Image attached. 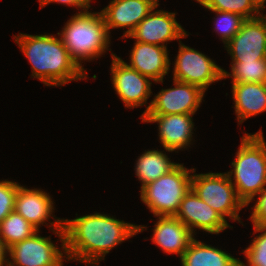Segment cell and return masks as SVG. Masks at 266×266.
<instances>
[{"mask_svg": "<svg viewBox=\"0 0 266 266\" xmlns=\"http://www.w3.org/2000/svg\"><path fill=\"white\" fill-rule=\"evenodd\" d=\"M178 54L174 59L173 79L198 86L203 91L224 79L223 68L204 53L179 41Z\"/></svg>", "mask_w": 266, "mask_h": 266, "instance_id": "cell-7", "label": "cell"}, {"mask_svg": "<svg viewBox=\"0 0 266 266\" xmlns=\"http://www.w3.org/2000/svg\"><path fill=\"white\" fill-rule=\"evenodd\" d=\"M168 48L135 41L130 51L129 67L137 70L155 83H163L169 74L171 60Z\"/></svg>", "mask_w": 266, "mask_h": 266, "instance_id": "cell-17", "label": "cell"}, {"mask_svg": "<svg viewBox=\"0 0 266 266\" xmlns=\"http://www.w3.org/2000/svg\"><path fill=\"white\" fill-rule=\"evenodd\" d=\"M65 249L68 261L99 266L113 248L147 230L145 225L125 222L100 212L64 219Z\"/></svg>", "mask_w": 266, "mask_h": 266, "instance_id": "cell-1", "label": "cell"}, {"mask_svg": "<svg viewBox=\"0 0 266 266\" xmlns=\"http://www.w3.org/2000/svg\"><path fill=\"white\" fill-rule=\"evenodd\" d=\"M227 252L194 237L179 260L181 266H240V259Z\"/></svg>", "mask_w": 266, "mask_h": 266, "instance_id": "cell-20", "label": "cell"}, {"mask_svg": "<svg viewBox=\"0 0 266 266\" xmlns=\"http://www.w3.org/2000/svg\"><path fill=\"white\" fill-rule=\"evenodd\" d=\"M89 11L72 15L58 32L72 58L84 70L83 61L96 60L111 51V37L100 11Z\"/></svg>", "mask_w": 266, "mask_h": 266, "instance_id": "cell-4", "label": "cell"}, {"mask_svg": "<svg viewBox=\"0 0 266 266\" xmlns=\"http://www.w3.org/2000/svg\"><path fill=\"white\" fill-rule=\"evenodd\" d=\"M39 232L8 248V266H64L65 245L60 244V249L51 236L42 237Z\"/></svg>", "mask_w": 266, "mask_h": 266, "instance_id": "cell-10", "label": "cell"}, {"mask_svg": "<svg viewBox=\"0 0 266 266\" xmlns=\"http://www.w3.org/2000/svg\"><path fill=\"white\" fill-rule=\"evenodd\" d=\"M195 1H197V3H201L202 2V0H195Z\"/></svg>", "mask_w": 266, "mask_h": 266, "instance_id": "cell-33", "label": "cell"}, {"mask_svg": "<svg viewBox=\"0 0 266 266\" xmlns=\"http://www.w3.org/2000/svg\"><path fill=\"white\" fill-rule=\"evenodd\" d=\"M112 63L110 67L111 82L117 97L129 109L146 106L140 118L149 110L147 100L152 95L151 79L143 76L137 70L129 67L125 61L111 52Z\"/></svg>", "mask_w": 266, "mask_h": 266, "instance_id": "cell-9", "label": "cell"}, {"mask_svg": "<svg viewBox=\"0 0 266 266\" xmlns=\"http://www.w3.org/2000/svg\"><path fill=\"white\" fill-rule=\"evenodd\" d=\"M157 219L152 229V243H155L164 253L176 254L180 258L195 236L174 216H158Z\"/></svg>", "mask_w": 266, "mask_h": 266, "instance_id": "cell-18", "label": "cell"}, {"mask_svg": "<svg viewBox=\"0 0 266 266\" xmlns=\"http://www.w3.org/2000/svg\"><path fill=\"white\" fill-rule=\"evenodd\" d=\"M253 229V234L258 235H255L251 244L242 251L247 263L240 260V266H266V227L253 225Z\"/></svg>", "mask_w": 266, "mask_h": 266, "instance_id": "cell-26", "label": "cell"}, {"mask_svg": "<svg viewBox=\"0 0 266 266\" xmlns=\"http://www.w3.org/2000/svg\"><path fill=\"white\" fill-rule=\"evenodd\" d=\"M193 168L179 163L174 169L140 189V199L155 217L175 216L191 188Z\"/></svg>", "mask_w": 266, "mask_h": 266, "instance_id": "cell-5", "label": "cell"}, {"mask_svg": "<svg viewBox=\"0 0 266 266\" xmlns=\"http://www.w3.org/2000/svg\"><path fill=\"white\" fill-rule=\"evenodd\" d=\"M257 195L250 200L251 203L255 201V204L251 208L253 211L249 219L253 225L266 227V187Z\"/></svg>", "mask_w": 266, "mask_h": 266, "instance_id": "cell-28", "label": "cell"}, {"mask_svg": "<svg viewBox=\"0 0 266 266\" xmlns=\"http://www.w3.org/2000/svg\"><path fill=\"white\" fill-rule=\"evenodd\" d=\"M57 35L18 33L13 36L31 65V77L49 87H62L71 81L87 80V71L72 58L59 33Z\"/></svg>", "mask_w": 266, "mask_h": 266, "instance_id": "cell-2", "label": "cell"}, {"mask_svg": "<svg viewBox=\"0 0 266 266\" xmlns=\"http://www.w3.org/2000/svg\"><path fill=\"white\" fill-rule=\"evenodd\" d=\"M195 114L143 115L142 123H157L159 143L164 149L178 153L193 144Z\"/></svg>", "mask_w": 266, "mask_h": 266, "instance_id": "cell-15", "label": "cell"}, {"mask_svg": "<svg viewBox=\"0 0 266 266\" xmlns=\"http://www.w3.org/2000/svg\"><path fill=\"white\" fill-rule=\"evenodd\" d=\"M164 150H145L140 156H138L134 170L139 182H141L140 189L148 183L167 174L179 164L171 161L166 154V152L172 153L173 151L167 149Z\"/></svg>", "mask_w": 266, "mask_h": 266, "instance_id": "cell-21", "label": "cell"}, {"mask_svg": "<svg viewBox=\"0 0 266 266\" xmlns=\"http://www.w3.org/2000/svg\"><path fill=\"white\" fill-rule=\"evenodd\" d=\"M174 217L187 226L194 236L197 229L217 235L227 228H233L217 211L200 199L192 188L185 194Z\"/></svg>", "mask_w": 266, "mask_h": 266, "instance_id": "cell-13", "label": "cell"}, {"mask_svg": "<svg viewBox=\"0 0 266 266\" xmlns=\"http://www.w3.org/2000/svg\"><path fill=\"white\" fill-rule=\"evenodd\" d=\"M38 230L19 213L12 211L0 223V238L7 248L31 237Z\"/></svg>", "mask_w": 266, "mask_h": 266, "instance_id": "cell-23", "label": "cell"}, {"mask_svg": "<svg viewBox=\"0 0 266 266\" xmlns=\"http://www.w3.org/2000/svg\"><path fill=\"white\" fill-rule=\"evenodd\" d=\"M261 2L265 5V3H266V0H261Z\"/></svg>", "mask_w": 266, "mask_h": 266, "instance_id": "cell-32", "label": "cell"}, {"mask_svg": "<svg viewBox=\"0 0 266 266\" xmlns=\"http://www.w3.org/2000/svg\"><path fill=\"white\" fill-rule=\"evenodd\" d=\"M159 5L154 7L129 36L123 38H132L135 41L167 48L168 42L180 41L189 36L176 20V12L159 10Z\"/></svg>", "mask_w": 266, "mask_h": 266, "instance_id": "cell-12", "label": "cell"}, {"mask_svg": "<svg viewBox=\"0 0 266 266\" xmlns=\"http://www.w3.org/2000/svg\"><path fill=\"white\" fill-rule=\"evenodd\" d=\"M230 167L226 173L238 197L249 206L266 187V142L261 128L253 134L244 133Z\"/></svg>", "mask_w": 266, "mask_h": 266, "instance_id": "cell-3", "label": "cell"}, {"mask_svg": "<svg viewBox=\"0 0 266 266\" xmlns=\"http://www.w3.org/2000/svg\"><path fill=\"white\" fill-rule=\"evenodd\" d=\"M224 47L232 61L265 59L266 15L246 19L239 32Z\"/></svg>", "mask_w": 266, "mask_h": 266, "instance_id": "cell-14", "label": "cell"}, {"mask_svg": "<svg viewBox=\"0 0 266 266\" xmlns=\"http://www.w3.org/2000/svg\"><path fill=\"white\" fill-rule=\"evenodd\" d=\"M231 72L223 69L224 80L231 83H266V59L254 61H231Z\"/></svg>", "mask_w": 266, "mask_h": 266, "instance_id": "cell-22", "label": "cell"}, {"mask_svg": "<svg viewBox=\"0 0 266 266\" xmlns=\"http://www.w3.org/2000/svg\"><path fill=\"white\" fill-rule=\"evenodd\" d=\"M19 186L18 182L8 179L0 180V223L7 215L14 211L15 198Z\"/></svg>", "mask_w": 266, "mask_h": 266, "instance_id": "cell-27", "label": "cell"}, {"mask_svg": "<svg viewBox=\"0 0 266 266\" xmlns=\"http://www.w3.org/2000/svg\"><path fill=\"white\" fill-rule=\"evenodd\" d=\"M8 248L0 238V266H8Z\"/></svg>", "mask_w": 266, "mask_h": 266, "instance_id": "cell-30", "label": "cell"}, {"mask_svg": "<svg viewBox=\"0 0 266 266\" xmlns=\"http://www.w3.org/2000/svg\"><path fill=\"white\" fill-rule=\"evenodd\" d=\"M209 11L216 14V18L214 17L215 20L213 21L215 24L213 30L216 31L218 36H220L219 39L223 41L222 43L225 46V44L229 42L236 33L239 32L246 19L238 14L226 11Z\"/></svg>", "mask_w": 266, "mask_h": 266, "instance_id": "cell-25", "label": "cell"}, {"mask_svg": "<svg viewBox=\"0 0 266 266\" xmlns=\"http://www.w3.org/2000/svg\"><path fill=\"white\" fill-rule=\"evenodd\" d=\"M54 203L50 194L43 189H28V187L20 185L17 189L14 211L19 213L38 231L41 230L40 227L45 226V224L48 226L50 223L48 226L50 231L59 237L57 240L61 242V245H65L64 218H58L53 215L55 210ZM51 217L54 222L50 221Z\"/></svg>", "mask_w": 266, "mask_h": 266, "instance_id": "cell-8", "label": "cell"}, {"mask_svg": "<svg viewBox=\"0 0 266 266\" xmlns=\"http://www.w3.org/2000/svg\"><path fill=\"white\" fill-rule=\"evenodd\" d=\"M39 1V6L42 9L43 7H45L46 5H49L50 3H58V4H63L66 6H73V8H77L78 10H80L77 13H83L85 12L74 0H38Z\"/></svg>", "mask_w": 266, "mask_h": 266, "instance_id": "cell-29", "label": "cell"}, {"mask_svg": "<svg viewBox=\"0 0 266 266\" xmlns=\"http://www.w3.org/2000/svg\"><path fill=\"white\" fill-rule=\"evenodd\" d=\"M173 80L174 87L161 89L150 101L144 115L195 114L205 96L198 86Z\"/></svg>", "mask_w": 266, "mask_h": 266, "instance_id": "cell-11", "label": "cell"}, {"mask_svg": "<svg viewBox=\"0 0 266 266\" xmlns=\"http://www.w3.org/2000/svg\"><path fill=\"white\" fill-rule=\"evenodd\" d=\"M193 168L191 188L200 199L217 211L225 220L242 223L240 211L246 207L238 197L227 173H195Z\"/></svg>", "mask_w": 266, "mask_h": 266, "instance_id": "cell-6", "label": "cell"}, {"mask_svg": "<svg viewBox=\"0 0 266 266\" xmlns=\"http://www.w3.org/2000/svg\"><path fill=\"white\" fill-rule=\"evenodd\" d=\"M84 11H88L91 7L92 0H74Z\"/></svg>", "mask_w": 266, "mask_h": 266, "instance_id": "cell-31", "label": "cell"}, {"mask_svg": "<svg viewBox=\"0 0 266 266\" xmlns=\"http://www.w3.org/2000/svg\"><path fill=\"white\" fill-rule=\"evenodd\" d=\"M238 125L266 112V83H231Z\"/></svg>", "mask_w": 266, "mask_h": 266, "instance_id": "cell-19", "label": "cell"}, {"mask_svg": "<svg viewBox=\"0 0 266 266\" xmlns=\"http://www.w3.org/2000/svg\"><path fill=\"white\" fill-rule=\"evenodd\" d=\"M199 4L207 10L235 13L245 19L262 15L266 6L261 0H202Z\"/></svg>", "mask_w": 266, "mask_h": 266, "instance_id": "cell-24", "label": "cell"}, {"mask_svg": "<svg viewBox=\"0 0 266 266\" xmlns=\"http://www.w3.org/2000/svg\"><path fill=\"white\" fill-rule=\"evenodd\" d=\"M159 0H111L100 10L107 32L125 29L121 38L129 36L136 26L157 6Z\"/></svg>", "mask_w": 266, "mask_h": 266, "instance_id": "cell-16", "label": "cell"}]
</instances>
